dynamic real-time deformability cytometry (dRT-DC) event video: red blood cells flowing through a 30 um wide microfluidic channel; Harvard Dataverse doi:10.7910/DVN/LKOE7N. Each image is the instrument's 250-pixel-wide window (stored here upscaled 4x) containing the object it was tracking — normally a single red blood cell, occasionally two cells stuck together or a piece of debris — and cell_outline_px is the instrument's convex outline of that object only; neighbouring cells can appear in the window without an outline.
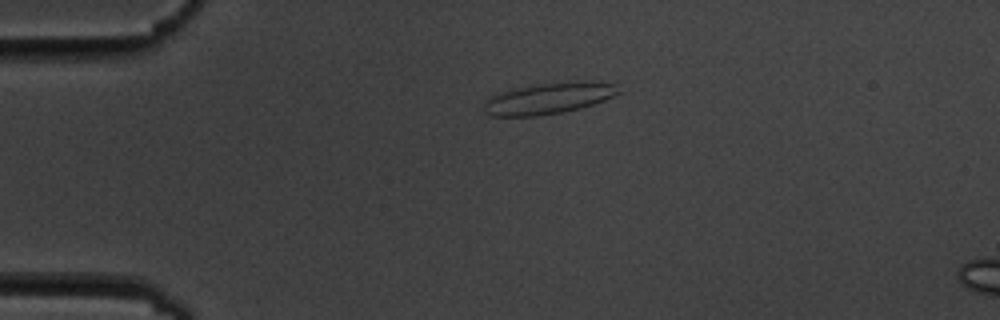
{"species": "common noctule bat (a hibernating species)", "species_latin": "Nyctalus noctula", "temperature_condition": "cold", "stored_images_in_passage": 3, "camera_frame_rate_fps": 3000, "um_per_image_px": 0.085, "animal": {"sex": "male", "body_mass_g": 19.5, "forearm_length_mm": 54.6}, "frame": {"image": 1, "passage_image": 1, "time_ms": 0.0, "image_size_px": [1000, 320], "cell_outline_px": [[624, 92], [604, 100], [580, 108], [564, 112], [536, 116], [488, 116], [484, 112], [484, 104], [496, 92], [540, 84], [576, 80], [588, 80], [616, 84]], "centroid_in_image_um": [46.69, 8.35], "position_along_channel_um": 38.3, "area_um2": 24.8}}